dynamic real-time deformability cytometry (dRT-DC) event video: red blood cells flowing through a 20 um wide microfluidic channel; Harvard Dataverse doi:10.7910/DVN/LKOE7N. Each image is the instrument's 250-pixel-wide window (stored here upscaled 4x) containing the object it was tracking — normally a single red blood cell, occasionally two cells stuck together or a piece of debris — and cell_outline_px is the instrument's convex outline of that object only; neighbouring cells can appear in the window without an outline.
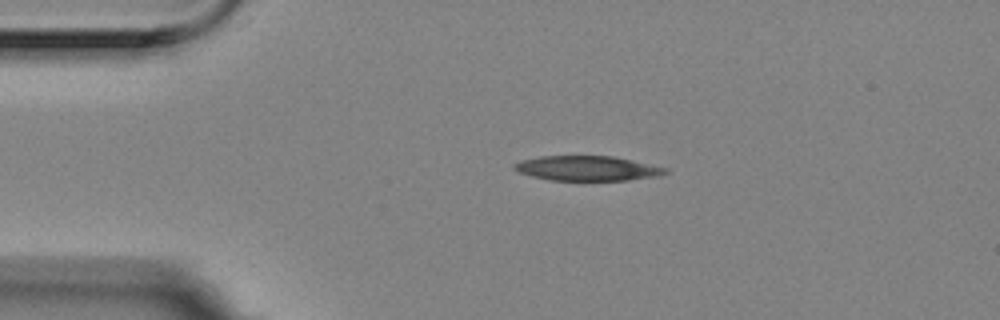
{"species": "Egyptian fruit bat (a non-hibernating species)", "species_latin": "Rousettus aegyptiacus", "temperature_condition": "room temperature", "stored_images_in_passage": 4, "camera_frame_rate_fps": 3000, "um_per_image_px": 0.085, "animal": {"sex": "female"}, "frame": {"image": 1, "passage_image": 3, "time_ms": 0.667, "image_size_px": [1000, 320], "cell_outline_px": [[668, 172], [660, 176], [628, 180], [552, 180], [532, 176], [520, 172], [512, 168], [512, 164], [524, 160], [540, 156], [612, 156], [632, 160], [668, 168]], "centroid_in_image_um": [49.95, 14.31], "position_along_channel_um": 35.1, "area_um2": 21.73}}